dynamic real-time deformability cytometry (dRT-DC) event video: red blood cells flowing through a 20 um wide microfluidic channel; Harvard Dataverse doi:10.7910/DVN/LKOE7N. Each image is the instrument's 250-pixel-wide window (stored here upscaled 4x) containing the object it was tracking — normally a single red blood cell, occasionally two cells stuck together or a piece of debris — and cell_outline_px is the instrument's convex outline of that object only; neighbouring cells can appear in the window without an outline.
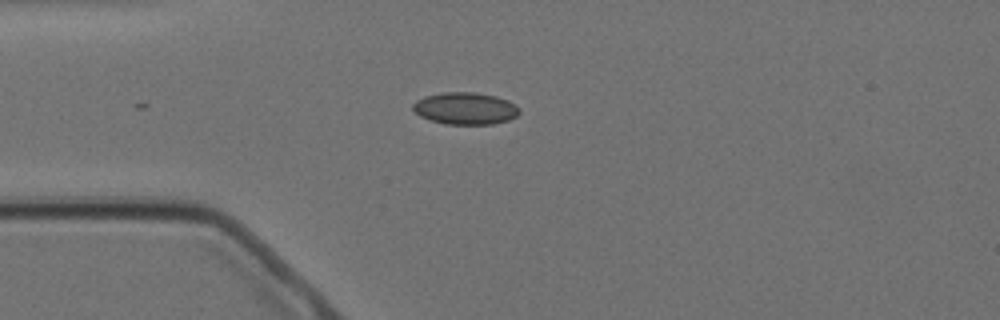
{"species": "Egyptian fruit bat (a non-hibernating species)", "species_latin": "Rousettus aegyptiacus", "temperature_condition": "cold", "stored_images_in_passage": 12, "camera_frame_rate_fps": 3000, "um_per_image_px": 0.085, "animal": {"sex": "female"}, "frame": {"image": 1, "passage_image": 1, "time_ms": 0.0, "image_size_px": [1000, 320], "cell_outline_px": [[520, 112], [516, 116], [508, 120], [492, 124], [444, 124], [420, 116], [412, 108], [412, 104], [416, 100], [424, 96], [440, 92], [472, 92], [496, 96], [508, 100], [520, 108]], "centroid_in_image_um": [39.54, 9.21], "position_along_channel_um": 45.5, "area_um2": 19.94}}
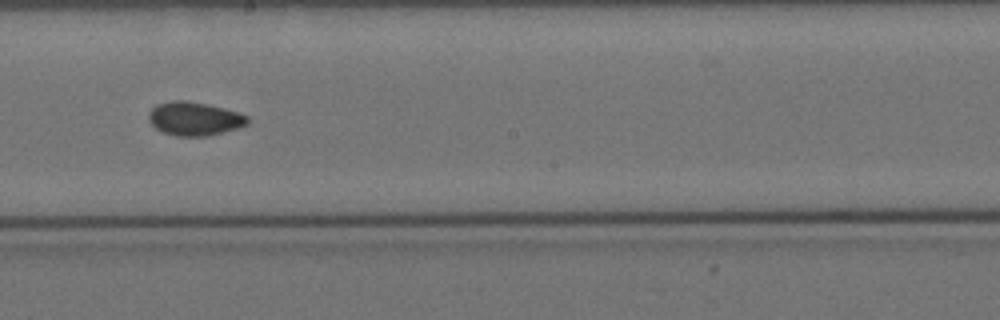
{"frame": {"image": 2, "passage_image": 6, "time_ms": 5.667, "image_size_px": [1000, 320], "cell_outline_px": [[248, 124], [236, 128], [208, 136], [176, 136], [164, 132], [156, 128], [148, 120], [148, 112], [156, 104], [172, 100], [184, 100], [204, 104], [240, 112], [248, 116]], "centroid_in_image_um": [16.5, 10.08], "position_along_channel_um": 231.7, "area_um2": 19.25}}
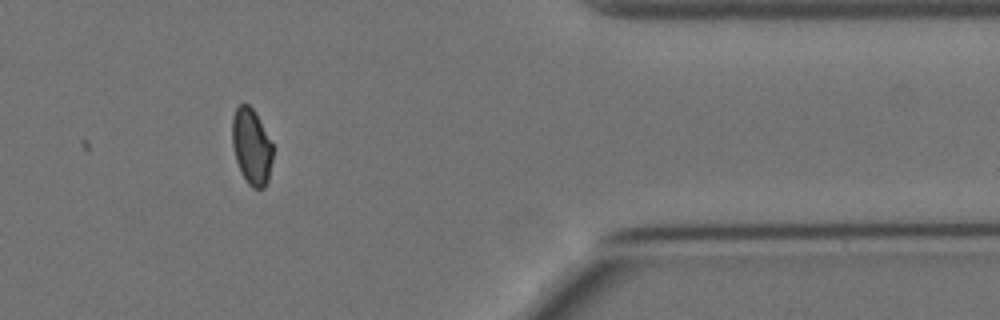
{"frame": {"image": 3, "passage_image": 10, "time_ms": 11.0, "image_size_px": [1000, 320], "cell_outline_px": [[272, 160], [268, 180], [264, 188], [252, 188], [248, 184], [236, 160], [232, 144], [232, 116], [236, 108], [240, 104], [248, 104], [252, 108], [272, 144]], "centroid_in_image_um": [21.36, 12.46], "position_along_channel_um": 390.0, "area_um2": 17.63}}